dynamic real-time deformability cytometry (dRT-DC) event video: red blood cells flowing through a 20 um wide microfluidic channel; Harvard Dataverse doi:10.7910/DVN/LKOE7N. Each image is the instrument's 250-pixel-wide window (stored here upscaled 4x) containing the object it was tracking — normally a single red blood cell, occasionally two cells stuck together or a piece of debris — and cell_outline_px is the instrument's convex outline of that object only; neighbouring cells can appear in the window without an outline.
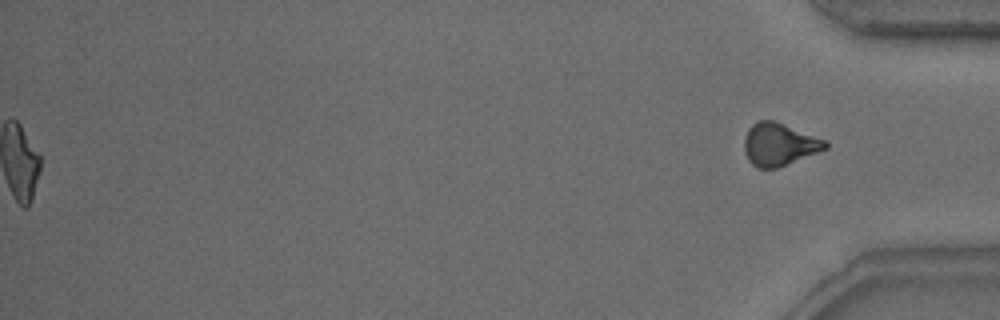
{"species": "common noctule bat (a hibernating species)", "species_latin": "Nyctalus noctula", "temperature_condition": "warm", "stored_images_in_passage": 48, "camera_frame_rate_fps": 3000, "um_per_image_px": 0.085, "animal": {"sex": "male", "body_mass_g": 15.6}, "frame": {"image": 1, "passage_image": 48, "time_ms": 15.667, "image_size_px": [1000, 320], "cell_outline_px": [[828, 148], [776, 168], [756, 168], [748, 160], [744, 152], [744, 140], [748, 128], [752, 124], [760, 120], [772, 120], [828, 140]], "centroid_in_image_um": [66.22, 12.27], "position_along_channel_um": 369.0, "area_um2": 20.06}, "authors_computed_cell_mechanics": {"area_um2": 19.1607, "velocity_mm_per_s": 4.2469, "shape_relaxation_time_tau1_ms": 3.2439, "shape_relaxation_time_tau2_ms": 1.4687, "deformation_change_tau1": 0.167, "deformation_change_tau2": 0.0937}}